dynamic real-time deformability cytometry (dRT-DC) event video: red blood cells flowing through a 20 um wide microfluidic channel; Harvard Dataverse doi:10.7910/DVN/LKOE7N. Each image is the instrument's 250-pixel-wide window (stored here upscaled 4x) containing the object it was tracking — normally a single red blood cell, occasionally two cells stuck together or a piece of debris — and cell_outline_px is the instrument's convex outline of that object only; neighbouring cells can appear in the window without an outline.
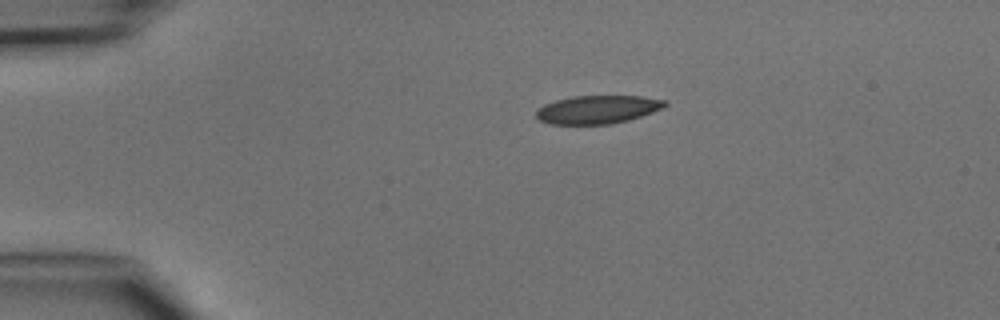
{"species": "common noctule bat (a hibernating species)", "species_latin": "Nyctalus noctula", "temperature_condition": "cold", "stored_images_in_passage": 2, "camera_frame_rate_fps": 3000, "um_per_image_px": 0.085, "animal": {"sex": "male", "body_mass_g": 15.6}, "frame": {"image": 1, "passage_image": 1, "time_ms": 0.0, "image_size_px": [1000, 320], "cell_outline_px": [[668, 104], [664, 108], [628, 120], [612, 124], [552, 124], [540, 120], [536, 116], [536, 112], [544, 104], [556, 100], [572, 96], [640, 96], [668, 100]], "centroid_in_image_um": [50.83, 9.3], "position_along_channel_um": 34.2, "area_um2": 21.15}}